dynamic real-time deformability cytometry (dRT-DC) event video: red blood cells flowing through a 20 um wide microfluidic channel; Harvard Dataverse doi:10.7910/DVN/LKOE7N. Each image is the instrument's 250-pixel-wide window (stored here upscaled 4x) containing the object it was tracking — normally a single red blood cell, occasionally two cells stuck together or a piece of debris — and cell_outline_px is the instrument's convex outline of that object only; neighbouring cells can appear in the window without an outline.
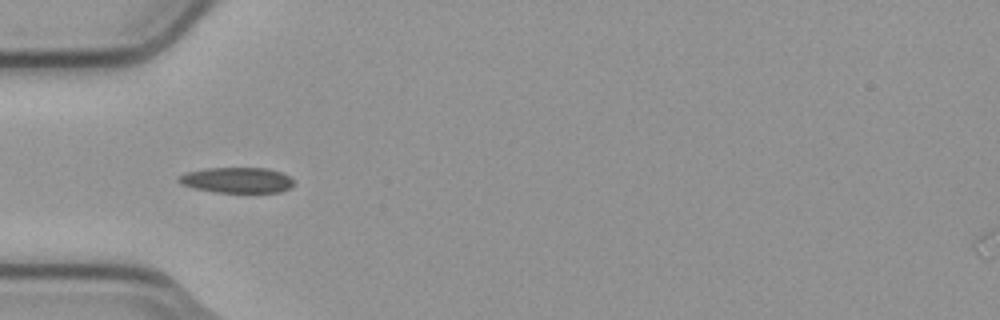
{"species": "common noctule bat (a hibernating species)", "species_latin": "Nyctalus noctula", "temperature_condition": "cold", "stored_images_in_passage": 6, "camera_frame_rate_fps": 3000, "um_per_image_px": 0.085, "animal": {"sex": "male", "body_mass_g": 23.1, "forearm_length_mm": 52.7}, "frame": {"image": 1, "passage_image": 4, "time_ms": 1.0, "image_size_px": [1000, 320], "cell_outline_px": [[296, 184], [292, 188], [280, 192], [216, 192], [192, 188], [180, 184], [176, 180], [180, 176], [188, 172], [208, 168], [268, 168], [280, 172], [288, 176]], "centroid_in_image_um": [20.16, 15.32], "position_along_channel_um": 64.8, "area_um2": 17.17}}
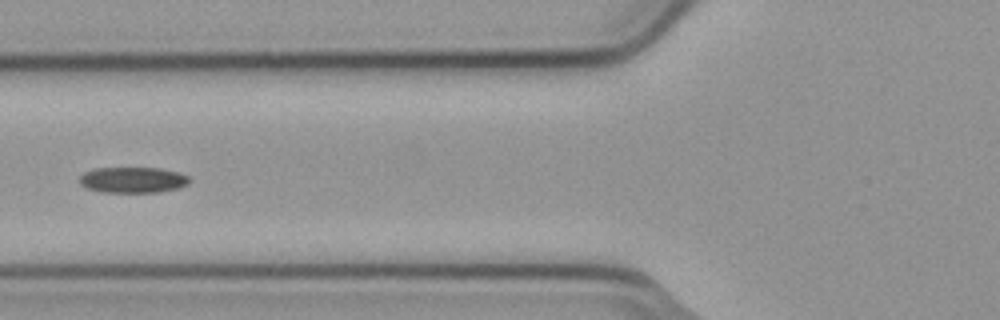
{"frame": {"image": 2, "passage_image": 5, "time_ms": 1.333, "image_size_px": [1000, 320], "cell_outline_px": [[192, 180], [188, 184], [180, 188], [160, 192], [104, 192], [88, 188], [80, 184], [80, 176], [84, 172], [92, 168], [160, 168], [180, 172], [188, 176]], "centroid_in_image_um": [11.34, 15.29], "position_along_channel_um": 114.5, "area_um2": 16.7}}
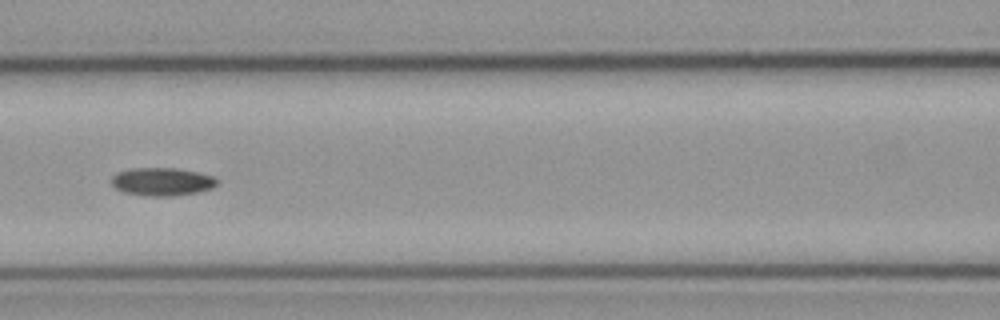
{"frame": {"image": 3, "passage_image": 6, "time_ms": 1.667, "image_size_px": [1000, 320], "cell_outline_px": [[220, 180], [212, 188], [196, 192], [172, 196], [148, 196], [124, 192], [116, 188], [112, 184], [112, 176], [116, 172], [132, 168], [176, 168], [216, 176]], "centroid_in_image_um": [13.79, 15.43], "position_along_channel_um": 152.8, "area_um2": 17.28}}